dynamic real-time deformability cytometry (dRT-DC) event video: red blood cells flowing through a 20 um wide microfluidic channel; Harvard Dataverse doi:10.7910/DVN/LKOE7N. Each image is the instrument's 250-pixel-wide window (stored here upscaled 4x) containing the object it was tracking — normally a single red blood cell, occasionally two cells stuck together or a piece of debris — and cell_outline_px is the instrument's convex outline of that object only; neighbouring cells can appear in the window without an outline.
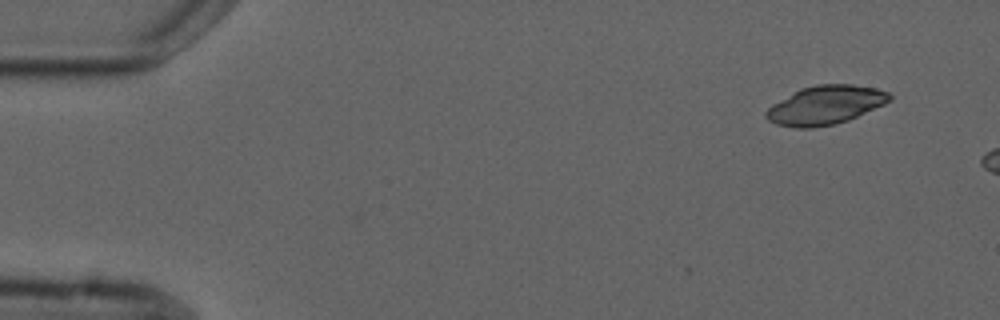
{"species": "common noctule bat (a hibernating species)", "species_latin": "Nyctalus noctula", "temperature_condition": "cold", "stored_images_in_passage": 3, "camera_frame_rate_fps": 3000, "um_per_image_px": 0.085, "animal": {"sex": "male", "forearm_length_mm": 52.5}, "frame": {"image": 1, "passage_image": 1, "time_ms": 0.0, "image_size_px": [1000, 320], "cell_outline_px": [[892, 100], [884, 104], [848, 120], [836, 124], [812, 128], [796, 128], [776, 124], [768, 120], [764, 116], [764, 112], [772, 104], [800, 88], [816, 84], [852, 84], [876, 88], [888, 92], [892, 96]], "centroid_in_image_um": [70.14, 8.93], "position_along_channel_um": 14.9, "area_um2": 28.03}}